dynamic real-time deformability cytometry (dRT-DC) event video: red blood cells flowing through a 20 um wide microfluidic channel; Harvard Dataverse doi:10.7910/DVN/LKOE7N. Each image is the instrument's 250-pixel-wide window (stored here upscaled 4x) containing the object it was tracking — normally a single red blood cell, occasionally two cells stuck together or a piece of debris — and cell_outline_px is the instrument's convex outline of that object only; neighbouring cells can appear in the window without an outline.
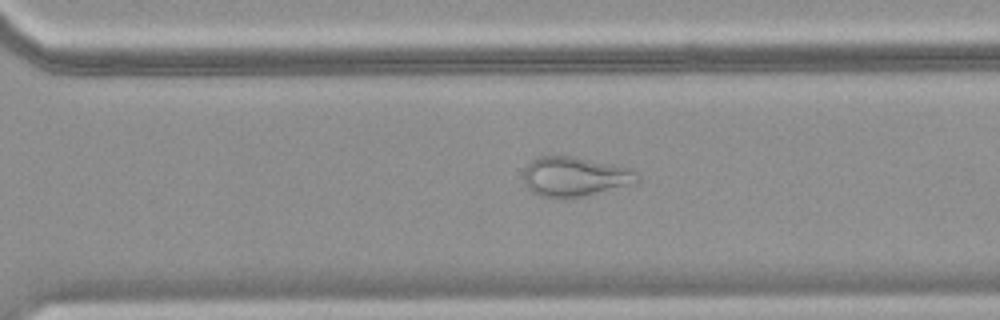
{"species": "common noctule bat (a hibernating species)", "species_latin": "Nyctalus noctula", "temperature_condition": "warm", "stored_images_in_passage": 50, "camera_frame_rate_fps": 3000, "um_per_image_px": 0.085, "animal": {"sex": "female", "body_mass_g": 18.4}, "frame": {"image": 1, "passage_image": 35, "time_ms": 11.333, "image_size_px": [1000, 320], "cell_outline_px": [[640, 180], [636, 184], [584, 196], [564, 200], [552, 200], [528, 192], [524, 184], [524, 168], [532, 160], [540, 156], [572, 156], [620, 164], [632, 168], [640, 176]], "centroid_in_image_um": [48.88, 15.04], "position_along_channel_um": 321.7, "area_um2": 27.51}}
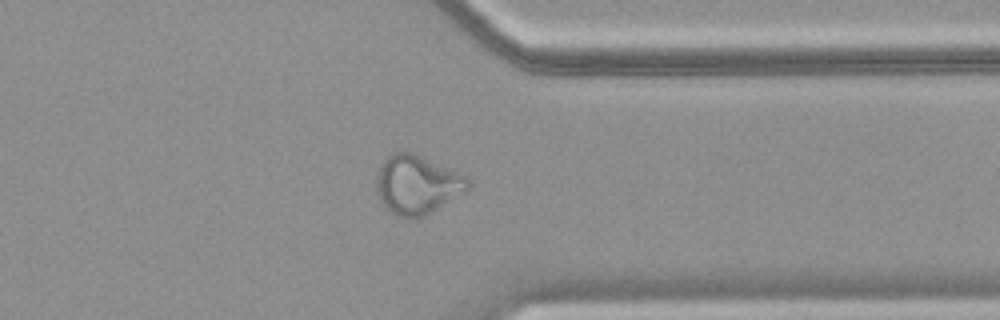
{"frame": {"image": 2, "passage_image": 39, "time_ms": 12.667, "image_size_px": [1000, 320], "cell_outline_px": [[468, 188], [464, 192], [432, 212], [424, 216], [400, 216], [392, 212], [380, 200], [376, 192], [376, 176], [384, 160], [392, 152], [412, 152], [468, 176]], "centroid_in_image_um": [35.44, 15.67], "position_along_channel_um": 376.0, "area_um2": 30.87}}
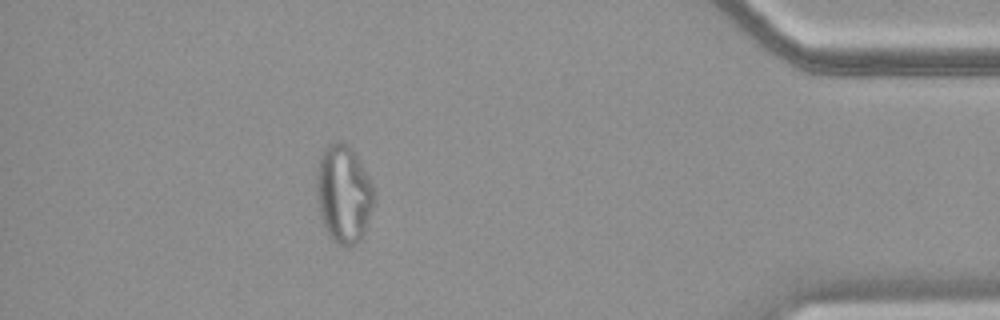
{"frame": {"image": 3, "passage_image": 44, "time_ms": 14.333, "image_size_px": [1000, 320], "cell_outline_px": [[372, 204], [364, 232], [360, 240], [356, 244], [340, 244], [332, 240], [320, 216], [316, 192], [316, 172], [320, 156], [324, 148], [328, 144], [336, 140], [348, 144], [352, 148], [372, 184]], "centroid_in_image_um": [29.16, 16.43], "position_along_channel_um": 406.0, "area_um2": 32.19}}